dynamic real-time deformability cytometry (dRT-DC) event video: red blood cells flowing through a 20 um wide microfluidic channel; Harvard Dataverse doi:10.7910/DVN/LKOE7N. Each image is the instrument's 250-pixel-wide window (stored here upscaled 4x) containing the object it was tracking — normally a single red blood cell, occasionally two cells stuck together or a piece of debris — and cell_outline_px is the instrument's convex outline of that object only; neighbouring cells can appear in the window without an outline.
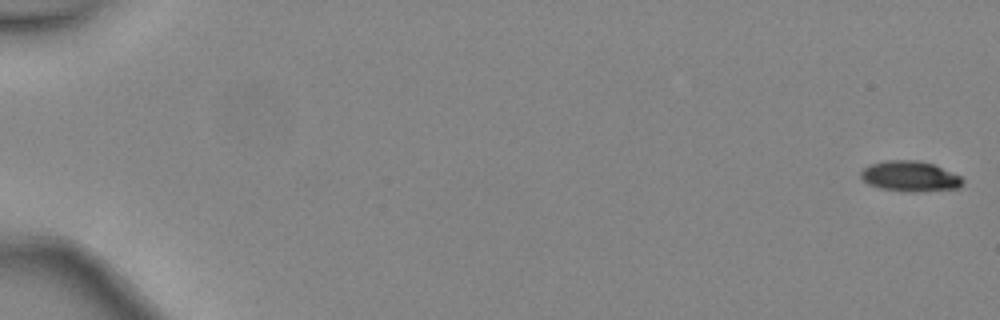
{"species": "common noctule bat (a hibernating species)", "species_latin": "Nyctalus noctula", "temperature_condition": "warm", "stored_images_in_passage": 48, "camera_frame_rate_fps": 3000, "um_per_image_px": 0.085, "animal": {"sex": "female", "body_mass_g": 24.6, "forearm_length_mm": 56.2}, "frame": {"image": 1, "passage_image": 1, "time_ms": 0.0, "image_size_px": [1000, 320], "cell_outline_px": [[964, 184], [960, 188], [916, 192], [912, 192], [880, 188], [868, 184], [860, 176], [860, 172], [868, 164], [884, 160], [916, 160], [932, 164], [960, 176], [964, 180]], "centroid_in_image_um": [77.34, 14.98], "position_along_channel_um": 7.7, "area_um2": 18.09}}
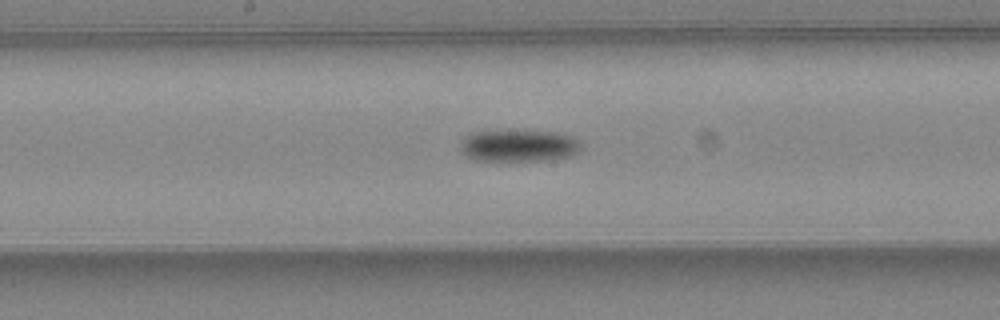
{"frame": {"image": 2, "passage_image": 27, "time_ms": 8.667, "image_size_px": [1000, 320], "cell_outline_px": [[580, 152], [572, 156], [552, 160], [476, 160], [464, 156], [460, 148], [460, 144], [464, 136], [468, 132], [488, 128], [556, 132], [572, 136], [580, 140]], "centroid_in_image_um": [44.04, 12.33], "position_along_channel_um": 204.2, "area_um2": 23.64}}
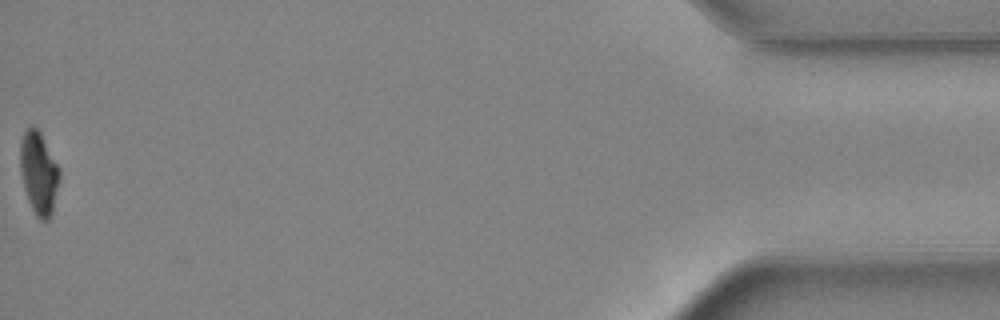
{"frame": {"image": 3, "passage_image": 48, "time_ms": 15.667, "image_size_px": [1000, 320], "cell_outline_px": [[60, 180], [52, 212], [48, 220], [40, 220], [36, 216], [28, 200], [24, 188], [20, 172], [20, 144], [24, 132], [32, 124], [40, 132], [60, 168]], "centroid_in_image_um": [3.3, 14.7], "position_along_channel_um": 431.9, "area_um2": 18.96}, "authors_computed_cell_mechanics": {"area_um2": 20.1433, "velocity_mm_per_s": 4.5247, "shape_relaxation_time_tau1_ms": 2.647, "shape_relaxation_time_tau2_ms": null, "deformation_change_tau1": 0.1454, "deformation_change_tau2": null}}